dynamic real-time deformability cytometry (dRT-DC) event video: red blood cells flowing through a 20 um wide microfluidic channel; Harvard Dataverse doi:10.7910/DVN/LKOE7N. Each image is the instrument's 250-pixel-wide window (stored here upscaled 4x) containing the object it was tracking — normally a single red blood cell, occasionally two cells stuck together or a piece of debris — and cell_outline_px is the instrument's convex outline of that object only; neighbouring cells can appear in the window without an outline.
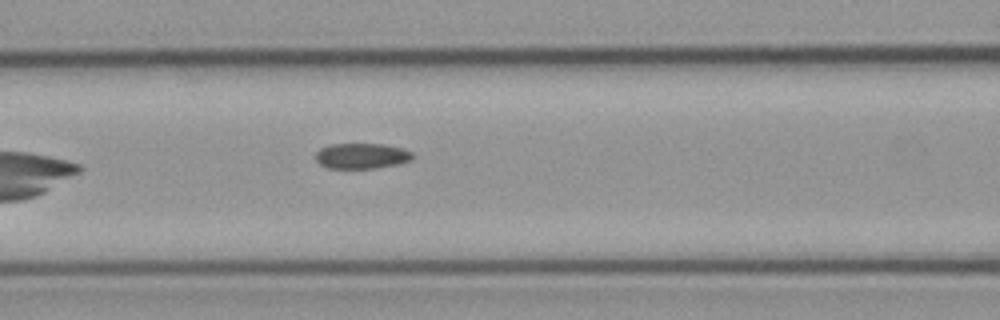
{"species": "common noctule bat (a hibernating species)", "species_latin": "Nyctalus noctula", "temperature_condition": "cold", "stored_images_in_passage": 6, "camera_frame_rate_fps": 3000, "um_per_image_px": 0.085, "animal": {"sex": "male", "body_mass_g": 23.1, "forearm_length_mm": 52.7}, "frame": {"image": 1, "passage_image": 6, "time_ms": 7.0, "image_size_px": [1000, 320], "cell_outline_px": [[412, 160], [396, 164], [372, 168], [328, 168], [320, 164], [316, 160], [316, 152], [320, 148], [332, 144], [384, 144], [400, 148], [412, 152]], "centroid_in_image_um": [30.71, 13.25], "position_along_channel_um": 135.9, "area_um2": 14.22}}